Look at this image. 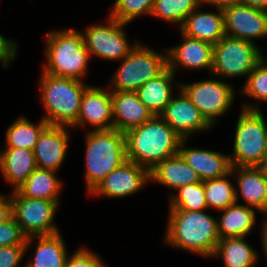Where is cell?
Instances as JSON below:
<instances>
[{
	"label": "cell",
	"instance_id": "obj_1",
	"mask_svg": "<svg viewBox=\"0 0 267 267\" xmlns=\"http://www.w3.org/2000/svg\"><path fill=\"white\" fill-rule=\"evenodd\" d=\"M182 139L160 116L154 115L125 133L127 160L150 172L163 160L179 153Z\"/></svg>",
	"mask_w": 267,
	"mask_h": 267
},
{
	"label": "cell",
	"instance_id": "obj_2",
	"mask_svg": "<svg viewBox=\"0 0 267 267\" xmlns=\"http://www.w3.org/2000/svg\"><path fill=\"white\" fill-rule=\"evenodd\" d=\"M217 221L205 211L169 210L164 242L211 258L220 240Z\"/></svg>",
	"mask_w": 267,
	"mask_h": 267
},
{
	"label": "cell",
	"instance_id": "obj_3",
	"mask_svg": "<svg viewBox=\"0 0 267 267\" xmlns=\"http://www.w3.org/2000/svg\"><path fill=\"white\" fill-rule=\"evenodd\" d=\"M43 72L83 81L88 72L89 52L84 45L81 31L69 28L51 31L46 35Z\"/></svg>",
	"mask_w": 267,
	"mask_h": 267
},
{
	"label": "cell",
	"instance_id": "obj_4",
	"mask_svg": "<svg viewBox=\"0 0 267 267\" xmlns=\"http://www.w3.org/2000/svg\"><path fill=\"white\" fill-rule=\"evenodd\" d=\"M85 181L90 194L113 170L127 161L125 133L114 128L86 134Z\"/></svg>",
	"mask_w": 267,
	"mask_h": 267
},
{
	"label": "cell",
	"instance_id": "obj_5",
	"mask_svg": "<svg viewBox=\"0 0 267 267\" xmlns=\"http://www.w3.org/2000/svg\"><path fill=\"white\" fill-rule=\"evenodd\" d=\"M40 78V99L46 111L42 118L49 125L71 127L79 117L81 98L89 85L43 71Z\"/></svg>",
	"mask_w": 267,
	"mask_h": 267
},
{
	"label": "cell",
	"instance_id": "obj_6",
	"mask_svg": "<svg viewBox=\"0 0 267 267\" xmlns=\"http://www.w3.org/2000/svg\"><path fill=\"white\" fill-rule=\"evenodd\" d=\"M258 106L244 104L239 114L229 155L232 167H260L266 157L267 122Z\"/></svg>",
	"mask_w": 267,
	"mask_h": 267
},
{
	"label": "cell",
	"instance_id": "obj_7",
	"mask_svg": "<svg viewBox=\"0 0 267 267\" xmlns=\"http://www.w3.org/2000/svg\"><path fill=\"white\" fill-rule=\"evenodd\" d=\"M168 67L167 54L145 47L141 42L121 60L110 82L111 91H137Z\"/></svg>",
	"mask_w": 267,
	"mask_h": 267
},
{
	"label": "cell",
	"instance_id": "obj_8",
	"mask_svg": "<svg viewBox=\"0 0 267 267\" xmlns=\"http://www.w3.org/2000/svg\"><path fill=\"white\" fill-rule=\"evenodd\" d=\"M262 60L256 43L228 36L213 45L212 72L217 78L247 76Z\"/></svg>",
	"mask_w": 267,
	"mask_h": 267
},
{
	"label": "cell",
	"instance_id": "obj_9",
	"mask_svg": "<svg viewBox=\"0 0 267 267\" xmlns=\"http://www.w3.org/2000/svg\"><path fill=\"white\" fill-rule=\"evenodd\" d=\"M12 192V216L26 237L59 233L53 221L59 201L27 198L16 190Z\"/></svg>",
	"mask_w": 267,
	"mask_h": 267
},
{
	"label": "cell",
	"instance_id": "obj_10",
	"mask_svg": "<svg viewBox=\"0 0 267 267\" xmlns=\"http://www.w3.org/2000/svg\"><path fill=\"white\" fill-rule=\"evenodd\" d=\"M179 88L212 127L217 119L231 108L235 100L232 86L221 79H204L193 84L179 83Z\"/></svg>",
	"mask_w": 267,
	"mask_h": 267
},
{
	"label": "cell",
	"instance_id": "obj_11",
	"mask_svg": "<svg viewBox=\"0 0 267 267\" xmlns=\"http://www.w3.org/2000/svg\"><path fill=\"white\" fill-rule=\"evenodd\" d=\"M107 24L90 25L81 32L84 45L89 55L97 56L104 60L117 61L124 59L136 46L137 41L130 45L126 33L123 30L124 24L108 15Z\"/></svg>",
	"mask_w": 267,
	"mask_h": 267
},
{
	"label": "cell",
	"instance_id": "obj_12",
	"mask_svg": "<svg viewBox=\"0 0 267 267\" xmlns=\"http://www.w3.org/2000/svg\"><path fill=\"white\" fill-rule=\"evenodd\" d=\"M225 36L246 40L267 36V11L237 4L222 9Z\"/></svg>",
	"mask_w": 267,
	"mask_h": 267
},
{
	"label": "cell",
	"instance_id": "obj_13",
	"mask_svg": "<svg viewBox=\"0 0 267 267\" xmlns=\"http://www.w3.org/2000/svg\"><path fill=\"white\" fill-rule=\"evenodd\" d=\"M149 180L150 172L146 168L127 160L106 176L90 195L115 199L130 196L144 188Z\"/></svg>",
	"mask_w": 267,
	"mask_h": 267
},
{
	"label": "cell",
	"instance_id": "obj_14",
	"mask_svg": "<svg viewBox=\"0 0 267 267\" xmlns=\"http://www.w3.org/2000/svg\"><path fill=\"white\" fill-rule=\"evenodd\" d=\"M176 88L180 90L178 97L173 96L159 116L183 139L191 137L196 132L209 130L212 126L179 88V83L176 84Z\"/></svg>",
	"mask_w": 267,
	"mask_h": 267
},
{
	"label": "cell",
	"instance_id": "obj_15",
	"mask_svg": "<svg viewBox=\"0 0 267 267\" xmlns=\"http://www.w3.org/2000/svg\"><path fill=\"white\" fill-rule=\"evenodd\" d=\"M89 124L93 130L113 128L111 90L97 86H88L81 98L79 117L69 128L84 127Z\"/></svg>",
	"mask_w": 267,
	"mask_h": 267
},
{
	"label": "cell",
	"instance_id": "obj_16",
	"mask_svg": "<svg viewBox=\"0 0 267 267\" xmlns=\"http://www.w3.org/2000/svg\"><path fill=\"white\" fill-rule=\"evenodd\" d=\"M183 42L181 44L165 49L167 53L168 68L175 74L178 67L199 70L208 69L212 72L213 45L189 37L181 33Z\"/></svg>",
	"mask_w": 267,
	"mask_h": 267
},
{
	"label": "cell",
	"instance_id": "obj_17",
	"mask_svg": "<svg viewBox=\"0 0 267 267\" xmlns=\"http://www.w3.org/2000/svg\"><path fill=\"white\" fill-rule=\"evenodd\" d=\"M67 126L48 125L40 134L34 147L38 168L57 171L68 152L69 130Z\"/></svg>",
	"mask_w": 267,
	"mask_h": 267
},
{
	"label": "cell",
	"instance_id": "obj_18",
	"mask_svg": "<svg viewBox=\"0 0 267 267\" xmlns=\"http://www.w3.org/2000/svg\"><path fill=\"white\" fill-rule=\"evenodd\" d=\"M113 128L126 133L150 120L153 113L140 101L136 91H111Z\"/></svg>",
	"mask_w": 267,
	"mask_h": 267
},
{
	"label": "cell",
	"instance_id": "obj_19",
	"mask_svg": "<svg viewBox=\"0 0 267 267\" xmlns=\"http://www.w3.org/2000/svg\"><path fill=\"white\" fill-rule=\"evenodd\" d=\"M187 139H182L179 154L198 174L201 181L215 179L231 171L229 155L198 148H185Z\"/></svg>",
	"mask_w": 267,
	"mask_h": 267
},
{
	"label": "cell",
	"instance_id": "obj_20",
	"mask_svg": "<svg viewBox=\"0 0 267 267\" xmlns=\"http://www.w3.org/2000/svg\"><path fill=\"white\" fill-rule=\"evenodd\" d=\"M199 8L186 17L179 29L184 35L215 45L225 36L223 11L216 8L217 13L201 12Z\"/></svg>",
	"mask_w": 267,
	"mask_h": 267
},
{
	"label": "cell",
	"instance_id": "obj_21",
	"mask_svg": "<svg viewBox=\"0 0 267 267\" xmlns=\"http://www.w3.org/2000/svg\"><path fill=\"white\" fill-rule=\"evenodd\" d=\"M236 175L237 189L248 207H254L260 213L267 205V177L260 167H232Z\"/></svg>",
	"mask_w": 267,
	"mask_h": 267
},
{
	"label": "cell",
	"instance_id": "obj_22",
	"mask_svg": "<svg viewBox=\"0 0 267 267\" xmlns=\"http://www.w3.org/2000/svg\"><path fill=\"white\" fill-rule=\"evenodd\" d=\"M37 168L33 150L5 147L0 151V172L13 191Z\"/></svg>",
	"mask_w": 267,
	"mask_h": 267
},
{
	"label": "cell",
	"instance_id": "obj_23",
	"mask_svg": "<svg viewBox=\"0 0 267 267\" xmlns=\"http://www.w3.org/2000/svg\"><path fill=\"white\" fill-rule=\"evenodd\" d=\"M150 180L170 189L200 182L197 172L178 153L160 162L150 171Z\"/></svg>",
	"mask_w": 267,
	"mask_h": 267
},
{
	"label": "cell",
	"instance_id": "obj_24",
	"mask_svg": "<svg viewBox=\"0 0 267 267\" xmlns=\"http://www.w3.org/2000/svg\"><path fill=\"white\" fill-rule=\"evenodd\" d=\"M34 239H37L35 255L25 267H65L68 252L60 232L53 235L27 237L25 241L27 249Z\"/></svg>",
	"mask_w": 267,
	"mask_h": 267
},
{
	"label": "cell",
	"instance_id": "obj_25",
	"mask_svg": "<svg viewBox=\"0 0 267 267\" xmlns=\"http://www.w3.org/2000/svg\"><path fill=\"white\" fill-rule=\"evenodd\" d=\"M175 74L167 67L157 77L149 80L136 93L140 101L153 113L160 115L175 93L173 80Z\"/></svg>",
	"mask_w": 267,
	"mask_h": 267
},
{
	"label": "cell",
	"instance_id": "obj_26",
	"mask_svg": "<svg viewBox=\"0 0 267 267\" xmlns=\"http://www.w3.org/2000/svg\"><path fill=\"white\" fill-rule=\"evenodd\" d=\"M217 221L220 239L227 237H246L256 223V212L252 207L237 202L224 210Z\"/></svg>",
	"mask_w": 267,
	"mask_h": 267
},
{
	"label": "cell",
	"instance_id": "obj_27",
	"mask_svg": "<svg viewBox=\"0 0 267 267\" xmlns=\"http://www.w3.org/2000/svg\"><path fill=\"white\" fill-rule=\"evenodd\" d=\"M55 172L37 167L16 191L27 198L59 201L62 182Z\"/></svg>",
	"mask_w": 267,
	"mask_h": 267
},
{
	"label": "cell",
	"instance_id": "obj_28",
	"mask_svg": "<svg viewBox=\"0 0 267 267\" xmlns=\"http://www.w3.org/2000/svg\"><path fill=\"white\" fill-rule=\"evenodd\" d=\"M246 237H227L217 243L212 257H221L224 267H252L258 262V253Z\"/></svg>",
	"mask_w": 267,
	"mask_h": 267
},
{
	"label": "cell",
	"instance_id": "obj_29",
	"mask_svg": "<svg viewBox=\"0 0 267 267\" xmlns=\"http://www.w3.org/2000/svg\"><path fill=\"white\" fill-rule=\"evenodd\" d=\"M48 125L43 118L36 125L30 122L27 117L16 118L6 130L5 147L34 150L41 132Z\"/></svg>",
	"mask_w": 267,
	"mask_h": 267
},
{
	"label": "cell",
	"instance_id": "obj_30",
	"mask_svg": "<svg viewBox=\"0 0 267 267\" xmlns=\"http://www.w3.org/2000/svg\"><path fill=\"white\" fill-rule=\"evenodd\" d=\"M229 176H233L231 171L219 178L209 179L203 181L205 198L208 208H214L218 211L238 203V196L236 187L230 182Z\"/></svg>",
	"mask_w": 267,
	"mask_h": 267
},
{
	"label": "cell",
	"instance_id": "obj_31",
	"mask_svg": "<svg viewBox=\"0 0 267 267\" xmlns=\"http://www.w3.org/2000/svg\"><path fill=\"white\" fill-rule=\"evenodd\" d=\"M171 194L169 210L204 211L208 208L203 181L181 186Z\"/></svg>",
	"mask_w": 267,
	"mask_h": 267
},
{
	"label": "cell",
	"instance_id": "obj_32",
	"mask_svg": "<svg viewBox=\"0 0 267 267\" xmlns=\"http://www.w3.org/2000/svg\"><path fill=\"white\" fill-rule=\"evenodd\" d=\"M201 4L202 0H155L151 16L181 27L186 17Z\"/></svg>",
	"mask_w": 267,
	"mask_h": 267
},
{
	"label": "cell",
	"instance_id": "obj_33",
	"mask_svg": "<svg viewBox=\"0 0 267 267\" xmlns=\"http://www.w3.org/2000/svg\"><path fill=\"white\" fill-rule=\"evenodd\" d=\"M154 3L155 0H115L109 16L119 22L129 24L142 14L151 16Z\"/></svg>",
	"mask_w": 267,
	"mask_h": 267
},
{
	"label": "cell",
	"instance_id": "obj_34",
	"mask_svg": "<svg viewBox=\"0 0 267 267\" xmlns=\"http://www.w3.org/2000/svg\"><path fill=\"white\" fill-rule=\"evenodd\" d=\"M242 93L253 99L267 102V64L261 60L246 78Z\"/></svg>",
	"mask_w": 267,
	"mask_h": 267
},
{
	"label": "cell",
	"instance_id": "obj_35",
	"mask_svg": "<svg viewBox=\"0 0 267 267\" xmlns=\"http://www.w3.org/2000/svg\"><path fill=\"white\" fill-rule=\"evenodd\" d=\"M26 238L13 216L0 223V247L25 245Z\"/></svg>",
	"mask_w": 267,
	"mask_h": 267
},
{
	"label": "cell",
	"instance_id": "obj_36",
	"mask_svg": "<svg viewBox=\"0 0 267 267\" xmlns=\"http://www.w3.org/2000/svg\"><path fill=\"white\" fill-rule=\"evenodd\" d=\"M101 257L90 249L79 248L66 260L65 267H105Z\"/></svg>",
	"mask_w": 267,
	"mask_h": 267
},
{
	"label": "cell",
	"instance_id": "obj_37",
	"mask_svg": "<svg viewBox=\"0 0 267 267\" xmlns=\"http://www.w3.org/2000/svg\"><path fill=\"white\" fill-rule=\"evenodd\" d=\"M27 251L25 245L0 247V267H18Z\"/></svg>",
	"mask_w": 267,
	"mask_h": 267
},
{
	"label": "cell",
	"instance_id": "obj_38",
	"mask_svg": "<svg viewBox=\"0 0 267 267\" xmlns=\"http://www.w3.org/2000/svg\"><path fill=\"white\" fill-rule=\"evenodd\" d=\"M16 55V42L11 39H7L0 34V62H2V66L7 68L9 63L15 59Z\"/></svg>",
	"mask_w": 267,
	"mask_h": 267
},
{
	"label": "cell",
	"instance_id": "obj_39",
	"mask_svg": "<svg viewBox=\"0 0 267 267\" xmlns=\"http://www.w3.org/2000/svg\"><path fill=\"white\" fill-rule=\"evenodd\" d=\"M12 217L11 195L5 196L0 193V223L9 220Z\"/></svg>",
	"mask_w": 267,
	"mask_h": 267
},
{
	"label": "cell",
	"instance_id": "obj_40",
	"mask_svg": "<svg viewBox=\"0 0 267 267\" xmlns=\"http://www.w3.org/2000/svg\"><path fill=\"white\" fill-rule=\"evenodd\" d=\"M202 3H208L216 8L224 9L229 6L241 4V0H202Z\"/></svg>",
	"mask_w": 267,
	"mask_h": 267
},
{
	"label": "cell",
	"instance_id": "obj_41",
	"mask_svg": "<svg viewBox=\"0 0 267 267\" xmlns=\"http://www.w3.org/2000/svg\"><path fill=\"white\" fill-rule=\"evenodd\" d=\"M241 4L267 11V0H241Z\"/></svg>",
	"mask_w": 267,
	"mask_h": 267
},
{
	"label": "cell",
	"instance_id": "obj_42",
	"mask_svg": "<svg viewBox=\"0 0 267 267\" xmlns=\"http://www.w3.org/2000/svg\"><path fill=\"white\" fill-rule=\"evenodd\" d=\"M261 230V234H262V246H263V250L265 252V256L267 258V223H263L262 224V229Z\"/></svg>",
	"mask_w": 267,
	"mask_h": 267
},
{
	"label": "cell",
	"instance_id": "obj_43",
	"mask_svg": "<svg viewBox=\"0 0 267 267\" xmlns=\"http://www.w3.org/2000/svg\"><path fill=\"white\" fill-rule=\"evenodd\" d=\"M260 168L263 170L265 176L267 177V158L264 159L262 165L260 166Z\"/></svg>",
	"mask_w": 267,
	"mask_h": 267
},
{
	"label": "cell",
	"instance_id": "obj_44",
	"mask_svg": "<svg viewBox=\"0 0 267 267\" xmlns=\"http://www.w3.org/2000/svg\"><path fill=\"white\" fill-rule=\"evenodd\" d=\"M261 214H263L264 216L267 215V205H266L265 209L263 210V212ZM265 219L266 220L264 222H262V223H267V218H265Z\"/></svg>",
	"mask_w": 267,
	"mask_h": 267
},
{
	"label": "cell",
	"instance_id": "obj_45",
	"mask_svg": "<svg viewBox=\"0 0 267 267\" xmlns=\"http://www.w3.org/2000/svg\"><path fill=\"white\" fill-rule=\"evenodd\" d=\"M262 60L267 64V58H265V56L263 54H262Z\"/></svg>",
	"mask_w": 267,
	"mask_h": 267
},
{
	"label": "cell",
	"instance_id": "obj_46",
	"mask_svg": "<svg viewBox=\"0 0 267 267\" xmlns=\"http://www.w3.org/2000/svg\"><path fill=\"white\" fill-rule=\"evenodd\" d=\"M265 158H267V142H266V157Z\"/></svg>",
	"mask_w": 267,
	"mask_h": 267
}]
</instances>
